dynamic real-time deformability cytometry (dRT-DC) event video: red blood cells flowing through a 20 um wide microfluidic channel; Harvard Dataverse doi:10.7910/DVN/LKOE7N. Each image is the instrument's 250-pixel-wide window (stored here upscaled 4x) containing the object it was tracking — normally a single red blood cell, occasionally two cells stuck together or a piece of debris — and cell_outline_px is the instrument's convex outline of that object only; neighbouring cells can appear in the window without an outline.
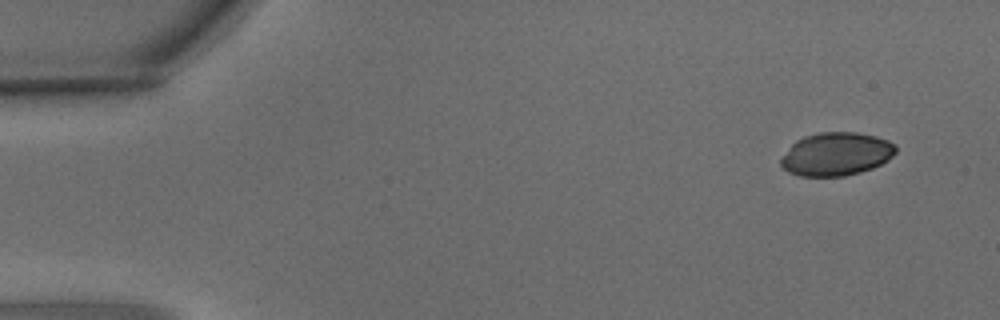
{"species": "common noctule bat (a hibernating species)", "species_latin": "Nyctalus noctula", "temperature_condition": "warm", "stored_images_in_passage": 4, "camera_frame_rate_fps": 3000, "um_per_image_px": 0.085, "animal": {"sex": "male", "body_mass_g": 15.6}, "frame": {"image": 1, "passage_image": 1, "time_ms": 0.0, "image_size_px": [1000, 320], "cell_outline_px": [[896, 152], [888, 160], [872, 168], [860, 172], [844, 176], [800, 176], [788, 172], [780, 164], [780, 160], [792, 144], [796, 140], [804, 136], [820, 132], [856, 132], [876, 136], [888, 140], [896, 144]], "centroid_in_image_um": [71.09, 13.09], "position_along_channel_um": 13.9, "area_um2": 28.96}}